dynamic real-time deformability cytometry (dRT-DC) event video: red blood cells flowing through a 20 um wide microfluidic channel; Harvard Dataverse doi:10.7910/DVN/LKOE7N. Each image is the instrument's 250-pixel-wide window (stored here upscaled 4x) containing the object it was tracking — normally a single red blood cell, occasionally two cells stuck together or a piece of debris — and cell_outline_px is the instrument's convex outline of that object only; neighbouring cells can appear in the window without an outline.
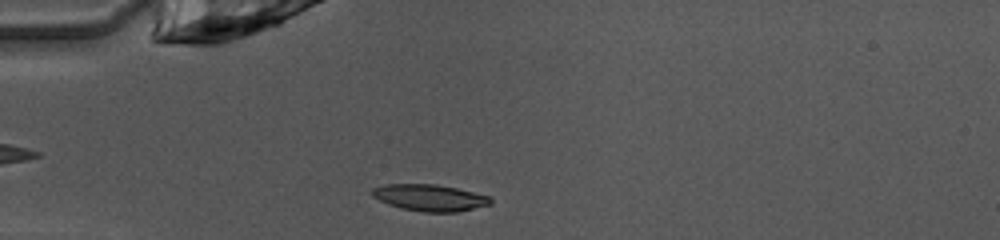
{"species": "common noctule bat (a hibernating species)", "species_latin": "Nyctalus noctula", "temperature_condition": "warm", "stored_images_in_passage": 37, "camera_frame_rate_fps": 3000, "um_per_image_px": 0.085, "animal": {"sex": "female", "body_mass_g": 10.0, "forearm_length_mm": 53.1}, "frame": {"image": 1, "passage_image": 4, "time_ms": 1.0, "image_size_px": [1000, 240], "cell_outline_px": [[492, 204], [456, 212], [424, 212], [400, 208], [388, 204], [372, 196], [372, 188], [384, 184], [436, 184], [456, 188], [488, 196], [492, 200]], "centroid_in_image_um": [36.51, 16.8], "position_along_channel_um": 48.5, "area_um2": 18.26}}
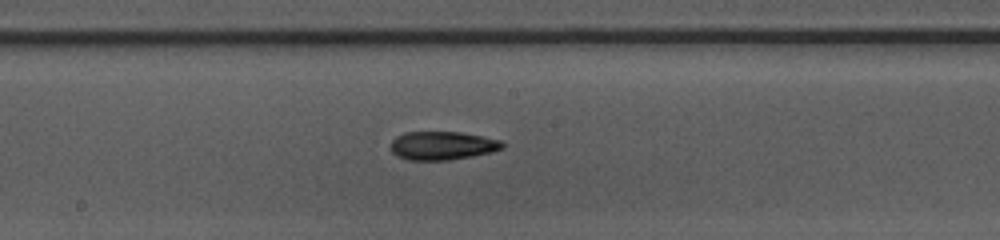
{"frame": {"image": 2, "passage_image": 17, "time_ms": 5.333, "image_size_px": [1000, 240], "cell_outline_px": [[504, 148], [492, 152], [472, 156], [448, 160], [408, 160], [396, 156], [392, 152], [392, 140], [396, 136], [404, 132], [460, 132], [504, 140]], "centroid_in_image_um": [37.63, 12.37], "position_along_channel_um": 210.6, "area_um2": 18.67}}
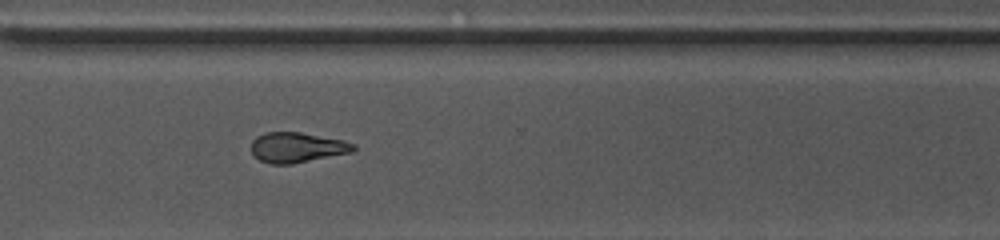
{"frame": {"image": 3, "passage_image": 27, "time_ms": 8.667, "image_size_px": [1000, 240], "cell_outline_px": [[356, 148], [352, 152], [292, 164], [268, 164], [260, 160], [252, 152], [252, 140], [256, 136], [264, 132], [300, 132], [344, 140], [356, 144]], "centroid_in_image_um": [25.25, 12.53], "position_along_channel_um": 345.3, "area_um2": 18.03}, "authors_computed_cell_mechanics": {"area_um2": 18.0336, "velocity_mm_per_s": 4.0589, "shape_relaxation_time_tau1_ms": 5.2739, "shape_relaxation_time_tau2_ms": 4.2195, "deformation_change_tau1": 0.1558, "deformation_change_tau2": 0.134}}